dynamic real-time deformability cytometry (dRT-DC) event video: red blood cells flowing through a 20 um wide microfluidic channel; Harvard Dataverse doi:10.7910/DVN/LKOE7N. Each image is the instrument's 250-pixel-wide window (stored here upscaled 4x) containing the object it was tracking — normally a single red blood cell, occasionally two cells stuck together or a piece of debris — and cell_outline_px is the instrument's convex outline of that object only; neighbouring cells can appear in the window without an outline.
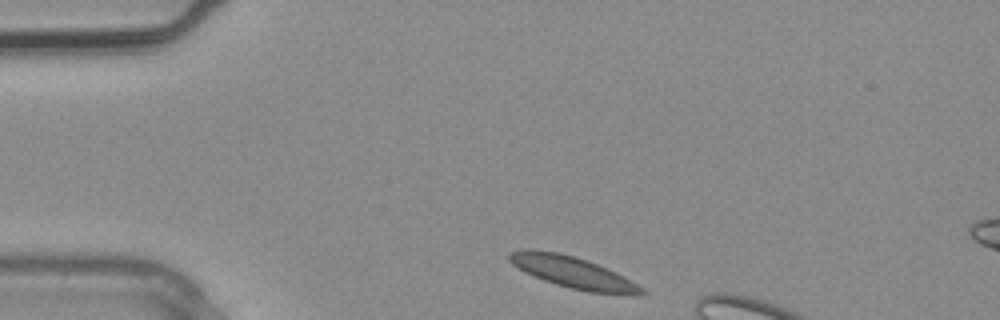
{"species": "common noctule bat (a hibernating species)", "species_latin": "Nyctalus noctula", "temperature_condition": "warm", "stored_images_in_passage": 2, "camera_frame_rate_fps": 3000, "um_per_image_px": 0.085, "animal": {"sex": "male", "body_mass_g": 20.4}, "frame": {"image": 1, "passage_image": 2, "time_ms": 0.333, "image_size_px": [1000, 320], "cell_outline_px": [[648, 292], [640, 296], [632, 296], [588, 292], [556, 284], [544, 280], [524, 272], [512, 264], [508, 260], [508, 252], [528, 248], [556, 252], [588, 260], [616, 272], [624, 276], [644, 288]], "centroid_in_image_um": [48.75, 23.17], "position_along_channel_um": 36.3, "area_um2": 24.62}}